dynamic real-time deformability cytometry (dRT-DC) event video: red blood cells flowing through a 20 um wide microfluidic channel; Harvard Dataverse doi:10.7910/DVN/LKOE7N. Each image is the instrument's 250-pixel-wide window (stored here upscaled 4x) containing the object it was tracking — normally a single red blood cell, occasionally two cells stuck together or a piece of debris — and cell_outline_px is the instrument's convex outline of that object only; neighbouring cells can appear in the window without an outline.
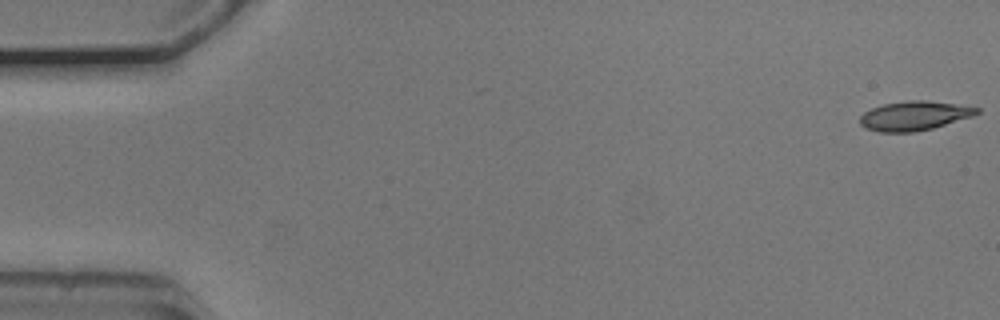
{"species": "common noctule bat (a hibernating species)", "species_latin": "Nyctalus noctula", "temperature_condition": "cold", "stored_images_in_passage": 45, "camera_frame_rate_fps": 3000, "um_per_image_px": 0.085, "animal": {"sex": "male", "body_mass_g": 20.5, "forearm_length_mm": 52.5}, "frame": {"image": 1, "passage_image": 1, "time_ms": 0.0, "image_size_px": [1000, 320], "cell_outline_px": [[980, 112], [972, 116], [932, 128], [912, 132], [880, 132], [864, 128], [860, 124], [860, 116], [864, 112], [872, 108], [884, 104], [908, 100], [924, 100], [980, 108]], "centroid_in_image_um": [77.67, 9.84], "position_along_channel_um": 7.3, "area_um2": 19.65}}
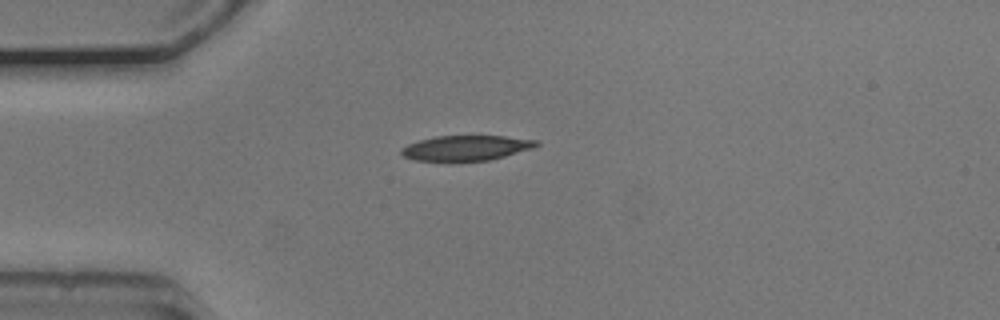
{"frame": {"image": 2, "passage_image": 14, "time_ms": 4.333, "image_size_px": [1000, 320], "cell_outline_px": [[540, 144], [532, 148], [504, 156], [488, 160], [416, 160], [404, 156], [400, 152], [400, 148], [408, 144], [420, 140], [436, 136], [504, 136], [540, 140]], "centroid_in_image_um": [39.64, 12.56], "position_along_channel_um": 45.4, "area_um2": 19.42}}
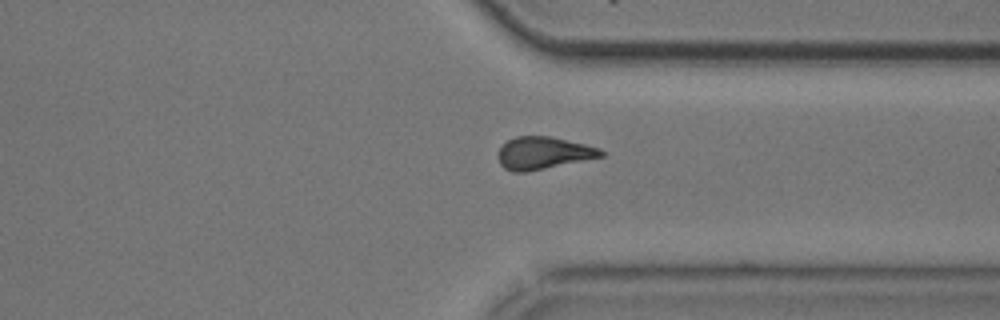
{"frame": {"image": 3, "passage_image": 41, "time_ms": 13.333, "image_size_px": [1000, 320], "cell_outline_px": [[604, 156], [524, 172], [512, 172], [504, 168], [500, 164], [500, 148], [508, 140], [516, 136], [548, 136], [584, 144], [600, 148], [604, 152]], "centroid_in_image_um": [46.19, 13.0], "position_along_channel_um": 365.2, "area_um2": 18.96}, "authors_computed_cell_mechanics": {"area_um2": 19.9988, "velocity_mm_per_s": 3.7349, "shape_relaxation_time_tau1_ms": 4.6122, "shape_relaxation_time_tau2_ms": 3.8688, "deformation_change_tau1": 0.159, "deformation_change_tau2": 0.1235}}